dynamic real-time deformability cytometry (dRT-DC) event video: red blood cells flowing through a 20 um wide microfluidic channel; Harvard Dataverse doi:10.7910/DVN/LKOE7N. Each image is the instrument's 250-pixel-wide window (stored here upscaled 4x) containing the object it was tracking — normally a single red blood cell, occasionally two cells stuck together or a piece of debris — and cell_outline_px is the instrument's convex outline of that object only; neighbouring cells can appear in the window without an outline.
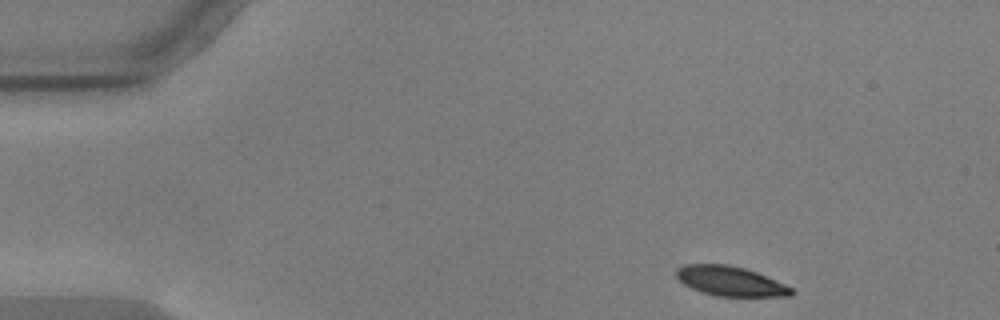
{"species": "common noctule bat (a hibernating species)", "species_latin": "Nyctalus noctula", "temperature_condition": "warm", "stored_images_in_passage": 50, "camera_frame_rate_fps": 3000, "um_per_image_px": 0.085, "animal": {"sex": "male", "body_mass_g": 17.9, "forearm_length_mm": 54.2}, "frame": {"image": 1, "passage_image": 1, "time_ms": 0.0, "image_size_px": [1000, 320], "cell_outline_px": [[796, 292], [792, 296], [716, 296], [700, 292], [684, 284], [676, 276], [676, 268], [684, 264], [728, 264], [744, 268], [756, 272], [784, 284], [792, 288]], "centroid_in_image_um": [62.07, 23.9], "position_along_channel_um": 22.9, "area_um2": 19.88}}
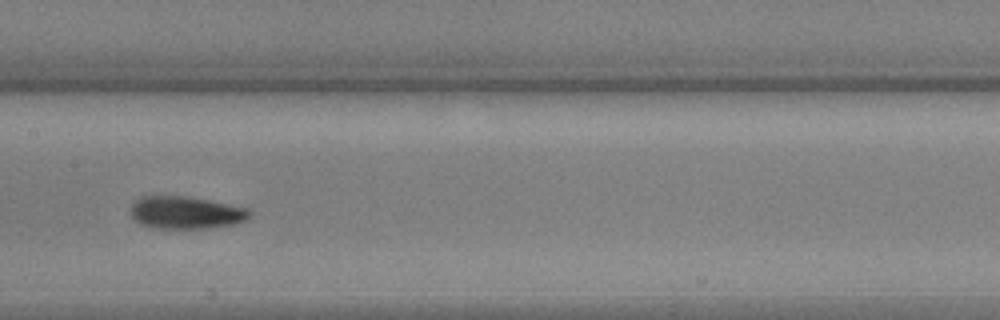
{"frame": {"image": 2, "passage_image": 22, "time_ms": 7.0, "image_size_px": [1000, 320], "cell_outline_px": [[252, 216], [236, 224], [208, 228], [152, 228], [140, 224], [128, 212], [128, 208], [140, 196], [192, 196], [248, 208], [252, 212]], "centroid_in_image_um": [15.79, 18.06], "position_along_channel_um": 191.6, "area_um2": 22.95}}
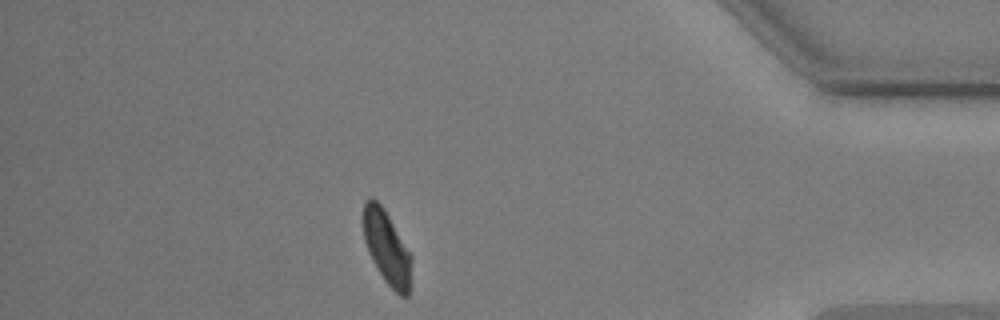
{"frame": {"image": 3, "passage_image": 43, "time_ms": 14.0, "image_size_px": [1000, 320], "cell_outline_px": [[412, 284], [408, 296], [400, 296], [384, 280], [372, 260], [368, 252], [364, 240], [364, 200], [372, 196], [384, 208], [412, 256]], "centroid_in_image_um": [32.91, 21.08], "position_along_channel_um": 402.3, "area_um2": 20.81}, "authors_computed_cell_mechanics": {"area_um2": 21.9351, "velocity_mm_per_s": 3.5678, "shape_relaxation_time_tau1_ms": 2.5745, "shape_relaxation_time_tau2_ms": 5.4274, "deformation_change_tau1": 0.1121, "deformation_change_tau2": 0.091}}